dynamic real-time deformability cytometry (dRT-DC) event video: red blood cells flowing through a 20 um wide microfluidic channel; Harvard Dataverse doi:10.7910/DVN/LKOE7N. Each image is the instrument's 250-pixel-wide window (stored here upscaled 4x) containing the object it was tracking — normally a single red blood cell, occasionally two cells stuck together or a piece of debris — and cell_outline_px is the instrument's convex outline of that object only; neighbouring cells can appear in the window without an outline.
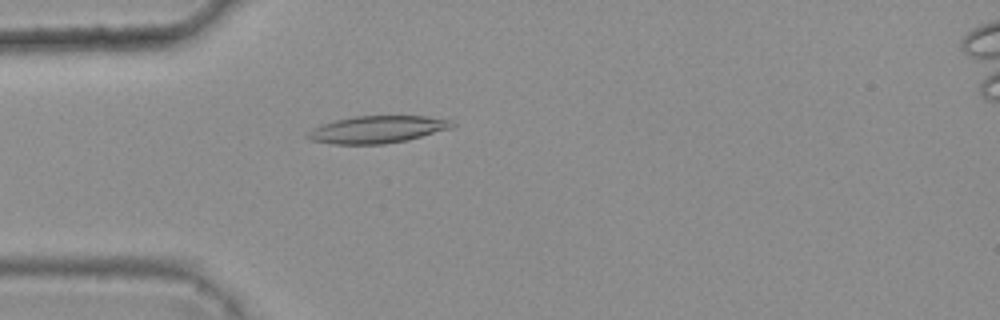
{"species": "common noctule bat (a hibernating species)", "species_latin": "Nyctalus noctula", "temperature_condition": "warm", "stored_images_in_passage": 4, "camera_frame_rate_fps": 3000, "um_per_image_px": 0.085, "animal": {"sex": "female", "body_mass_g": 25.1}, "frame": {"image": 1, "passage_image": 4, "time_ms": 1.0, "image_size_px": [1000, 320], "cell_outline_px": [[456, 124], [452, 128], [408, 140], [384, 144], [332, 144], [312, 140], [304, 136], [312, 128], [336, 120], [356, 116], [428, 116], [452, 120]], "centroid_in_image_um": [32.11, 11.0], "position_along_channel_um": 52.9, "area_um2": 22.95}}